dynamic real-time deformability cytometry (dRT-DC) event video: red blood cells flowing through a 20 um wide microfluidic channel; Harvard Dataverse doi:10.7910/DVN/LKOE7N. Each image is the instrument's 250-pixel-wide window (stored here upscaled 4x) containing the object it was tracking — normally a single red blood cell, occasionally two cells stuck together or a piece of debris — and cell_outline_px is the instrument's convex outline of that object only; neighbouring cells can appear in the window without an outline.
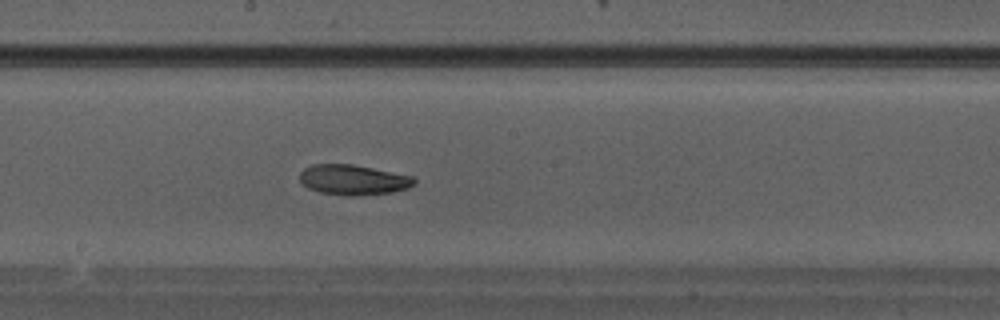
{"species": "Egyptian fruit bat (a non-hibernating species)", "species_latin": "Rousettus aegyptiacus", "temperature_condition": "warm", "stored_images_in_passage": 32, "camera_frame_rate_fps": 3000, "um_per_image_px": 0.085, "animal": {"sex": "male"}, "frame": {"image": 1, "passage_image": 19, "time_ms": 6.0, "image_size_px": [1000, 320], "cell_outline_px": [[416, 184], [408, 188], [388, 192], [356, 196], [348, 196], [320, 192], [308, 188], [300, 180], [300, 172], [304, 168], [312, 164], [352, 164], [416, 176]], "centroid_in_image_um": [30.05, 15.27], "position_along_channel_um": 218.1, "area_um2": 20.23}}